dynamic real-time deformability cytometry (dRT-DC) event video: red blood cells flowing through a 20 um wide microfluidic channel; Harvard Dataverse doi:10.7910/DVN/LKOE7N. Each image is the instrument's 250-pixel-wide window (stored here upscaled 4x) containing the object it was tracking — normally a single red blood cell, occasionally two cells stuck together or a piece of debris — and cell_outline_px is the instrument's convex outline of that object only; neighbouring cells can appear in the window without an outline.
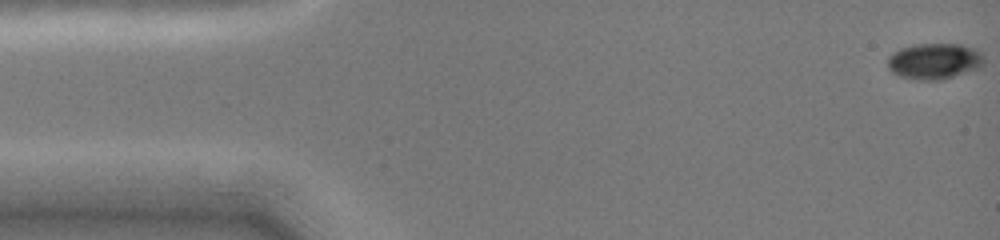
{"species": "common noctule bat (a hibernating species)", "species_latin": "Nyctalus noctula", "temperature_condition": "cold", "stored_images_in_passage": 25, "camera_frame_rate_fps": 3000, "um_per_image_px": 0.085, "animal": {"sex": "female", "body_mass_g": 19.0, "forearm_length_mm": 51.5}, "frame": {"image": 1, "passage_image": 1, "time_ms": 0.0, "image_size_px": [1000, 240], "cell_outline_px": [[984, 64], [980, 68], [940, 80], [920, 80], [900, 76], [892, 72], [888, 68], [888, 56], [892, 52], [900, 48], [912, 44], [960, 44], [976, 48], [984, 56]], "centroid_in_image_um": [79.43, 5.18], "position_along_channel_um": 5.6, "area_um2": 20.4}}
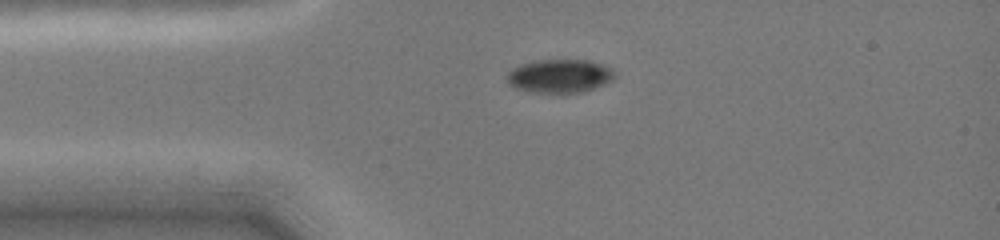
{"frame": {"image": 2, "passage_image": 16, "time_ms": 3.333, "image_size_px": [1000, 240], "cell_outline_px": [[616, 76], [612, 80], [596, 88], [564, 96], [560, 96], [528, 92], [516, 88], [508, 84], [508, 72], [512, 68], [520, 64], [540, 60], [588, 60], [612, 68], [616, 72]], "centroid_in_image_um": [47.58, 6.51], "position_along_channel_um": 37.4, "area_um2": 21.79}}
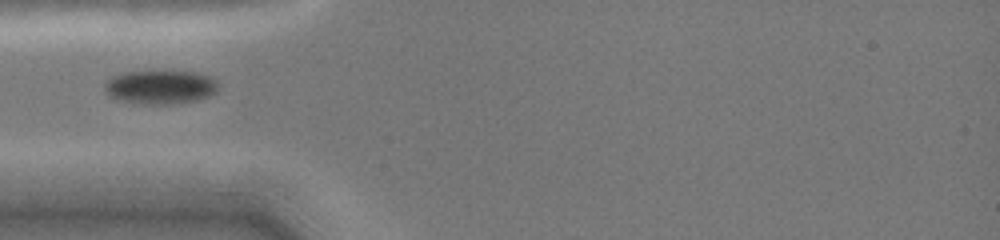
{"frame": {"image": 3, "passage_image": 24, "time_ms": 4.667, "image_size_px": [1000, 240], "cell_outline_px": [[216, 92], [208, 96], [196, 100], [172, 104], [144, 104], [116, 100], [108, 96], [104, 92], [104, 84], [112, 76], [124, 72], [196, 72], [208, 76], [216, 80]], "centroid_in_image_um": [13.56, 7.42], "position_along_channel_um": 71.4, "area_um2": 22.25}}